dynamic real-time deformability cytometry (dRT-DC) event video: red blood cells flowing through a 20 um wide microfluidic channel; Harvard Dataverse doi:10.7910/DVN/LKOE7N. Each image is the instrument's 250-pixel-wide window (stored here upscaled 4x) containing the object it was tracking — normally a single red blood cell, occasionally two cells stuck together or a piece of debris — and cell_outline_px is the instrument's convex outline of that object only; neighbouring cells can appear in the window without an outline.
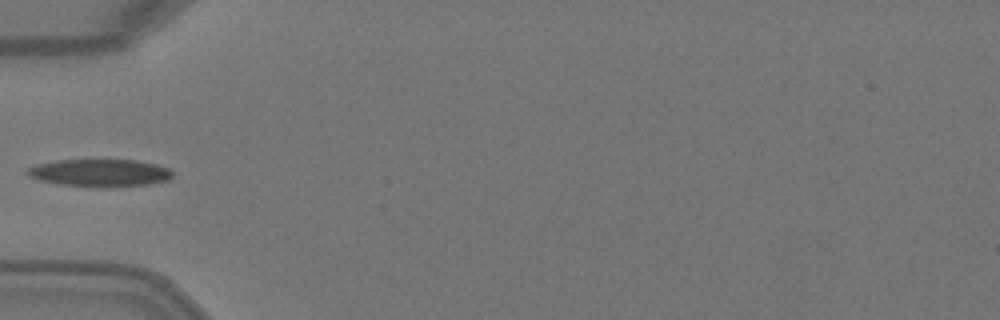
{"species": "Egyptian fruit bat (a non-hibernating species)", "species_latin": "Rousettus aegyptiacus", "temperature_condition": "warm", "stored_images_in_passage": 2, "camera_frame_rate_fps": 3000, "um_per_image_px": 0.085, "animal": {"sex": "female"}, "frame": {"image": 1, "passage_image": 1, "time_ms": 0.0, "image_size_px": [1000, 320], "cell_outline_px": [[172, 176], [168, 180], [148, 184], [108, 188], [100, 188], [60, 184], [40, 180], [28, 176], [24, 172], [28, 168], [36, 164], [56, 160], [136, 160], [156, 164], [168, 168], [172, 172]], "centroid_in_image_um": [8.47, 14.7], "position_along_channel_um": 76.5, "area_um2": 23.47}}